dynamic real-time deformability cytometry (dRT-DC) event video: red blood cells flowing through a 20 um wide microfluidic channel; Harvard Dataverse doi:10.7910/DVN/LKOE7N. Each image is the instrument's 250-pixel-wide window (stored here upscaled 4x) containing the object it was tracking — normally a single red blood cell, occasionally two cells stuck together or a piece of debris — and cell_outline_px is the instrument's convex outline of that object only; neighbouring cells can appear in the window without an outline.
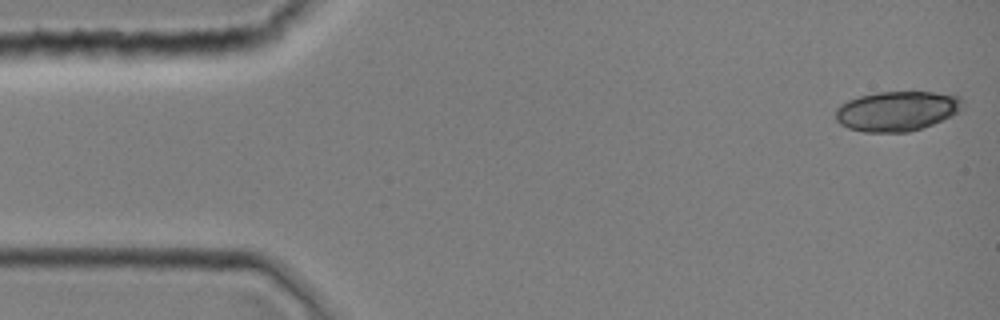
{"species": "common noctule bat (a hibernating species)", "species_latin": "Nyctalus noctula", "temperature_condition": "room temperature", "stored_images_in_passage": 9, "camera_frame_rate_fps": 3000, "um_per_image_px": 0.085, "animal": {"sex": "female", "body_mass_g": 19.0, "forearm_length_mm": 51.5}, "frame": {"image": 1, "passage_image": 1, "time_ms": 0.0, "image_size_px": [1000, 320], "cell_outline_px": [[964, 108], [932, 124], [908, 132], [864, 132], [848, 128], [840, 124], [836, 120], [836, 108], [840, 104], [848, 100], [860, 96], [876, 92], [956, 92], [964, 100]], "centroid_in_image_um": [76.27, 9.41], "position_along_channel_um": 8.7, "area_um2": 29.77}}
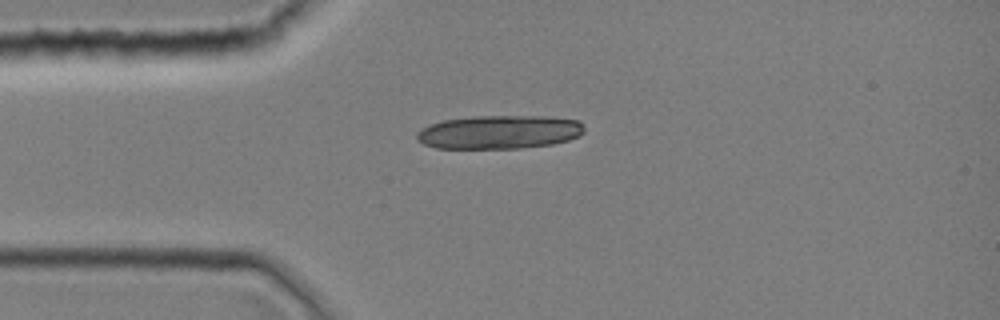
{"frame": {"image": 2, "passage_image": 9, "time_ms": 2.667, "image_size_px": [1000, 320], "cell_outline_px": [[584, 132], [568, 140], [552, 144], [520, 148], [436, 148], [424, 144], [416, 140], [416, 132], [420, 128], [444, 120], [472, 116], [548, 116], [580, 120], [584, 124]], "centroid_in_image_um": [42.44, 11.22], "position_along_channel_um": 42.6, "area_um2": 32.95}}